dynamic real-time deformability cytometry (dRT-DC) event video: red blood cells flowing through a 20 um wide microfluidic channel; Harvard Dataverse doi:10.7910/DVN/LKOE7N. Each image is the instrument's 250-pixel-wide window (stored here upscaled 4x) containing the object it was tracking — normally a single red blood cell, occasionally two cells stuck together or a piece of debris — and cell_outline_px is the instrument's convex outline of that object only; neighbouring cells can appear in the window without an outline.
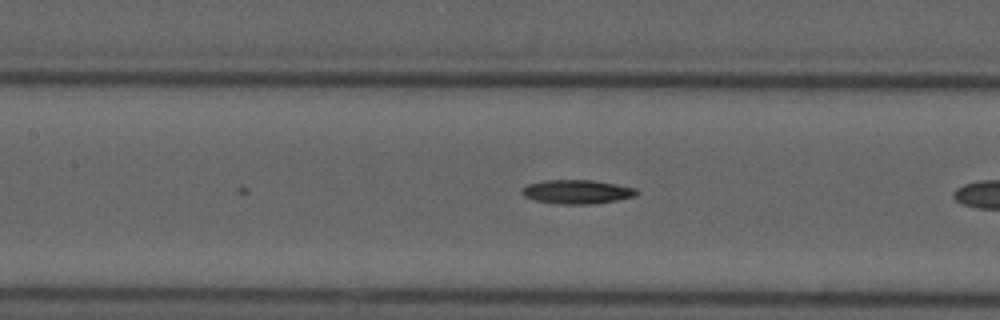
{"species": "common noctule bat (a hibernating species)", "species_latin": "Nyctalus noctula", "temperature_condition": "cold", "stored_images_in_passage": 8, "segment_of_instrument_passage": [1, 2], "camera_frame_rate_fps": 3000, "um_per_image_px": 0.085, "animal": {"sex": "male", "forearm_length_mm": 52.5}, "frame": {"image": 1, "passage_image": 7, "time_ms": 7.0, "image_size_px": [1000, 320], "cell_outline_px": [[640, 192], [632, 196], [616, 200], [592, 204], [556, 204], [536, 200], [524, 196], [520, 192], [528, 184], [544, 180], [592, 180], [616, 184], [636, 188]], "centroid_in_image_um": [49.03, 16.3], "position_along_channel_um": 158.4, "area_um2": 15.9}}